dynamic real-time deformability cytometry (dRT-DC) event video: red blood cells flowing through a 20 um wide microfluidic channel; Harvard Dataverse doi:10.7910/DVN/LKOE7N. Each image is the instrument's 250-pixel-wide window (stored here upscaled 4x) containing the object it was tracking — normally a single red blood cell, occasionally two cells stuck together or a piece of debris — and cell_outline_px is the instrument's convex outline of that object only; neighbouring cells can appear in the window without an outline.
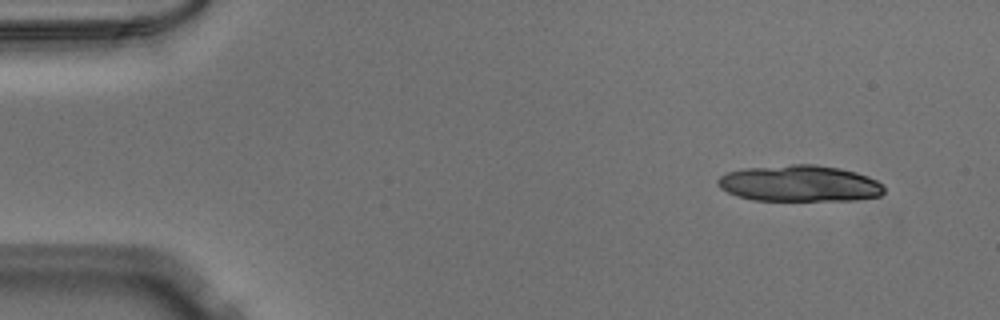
{"species": "Egyptian fruit bat (a non-hibernating species)", "species_latin": "Rousettus aegyptiacus", "temperature_condition": "warm", "stored_images_in_passage": 19, "segment_of_instrument_passage": [1, 2], "camera_frame_rate_fps": 3000, "um_per_image_px": 0.085, "animal": {"sex": "male"}, "frame": {"image": 1, "passage_image": 1, "time_ms": 0.0, "image_size_px": [1000, 320], "cell_outline_px": [[884, 192], [880, 196], [856, 200], [752, 200], [736, 196], [720, 188], [716, 184], [716, 180], [720, 176], [728, 172], [744, 168], [792, 164], [816, 164], [840, 168], [856, 172], [868, 176], [876, 180], [884, 188]], "centroid_in_image_um": [67.94, 15.59], "position_along_channel_um": 17.1, "area_um2": 35.37}}